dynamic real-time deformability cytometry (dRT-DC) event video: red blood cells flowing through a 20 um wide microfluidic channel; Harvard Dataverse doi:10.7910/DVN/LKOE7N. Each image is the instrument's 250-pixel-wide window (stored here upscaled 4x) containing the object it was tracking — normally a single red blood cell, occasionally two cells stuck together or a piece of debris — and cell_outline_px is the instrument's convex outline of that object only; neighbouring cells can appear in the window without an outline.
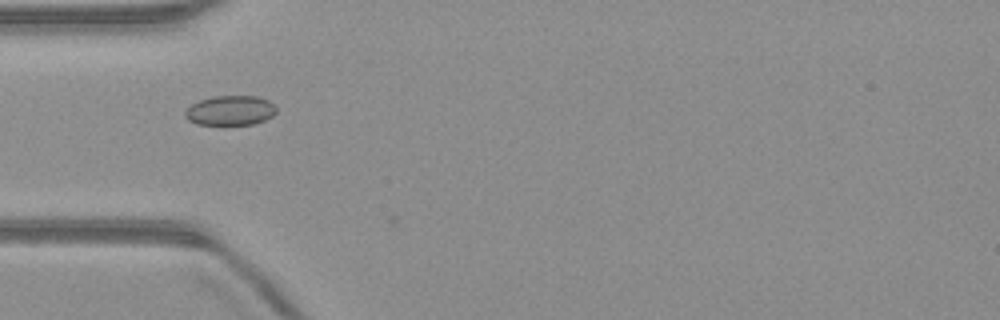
{"species": "common noctule bat (a hibernating species)", "species_latin": "Nyctalus noctula", "temperature_condition": "warm", "stored_images_in_passage": 36, "camera_frame_rate_fps": 3000, "um_per_image_px": 0.085, "animal": {"sex": "male", "body_mass_g": 23.1, "forearm_length_mm": 52.7}, "frame": {"image": 1, "passage_image": 1, "time_ms": 0.0, "image_size_px": [1000, 320], "cell_outline_px": [[276, 112], [272, 116], [264, 120], [252, 124], [196, 124], [188, 120], [184, 116], [184, 112], [192, 104], [200, 100], [212, 96], [260, 96], [268, 100], [276, 108]], "centroid_in_image_um": [19.57, 9.38], "position_along_channel_um": 65.4, "area_um2": 15.72}}
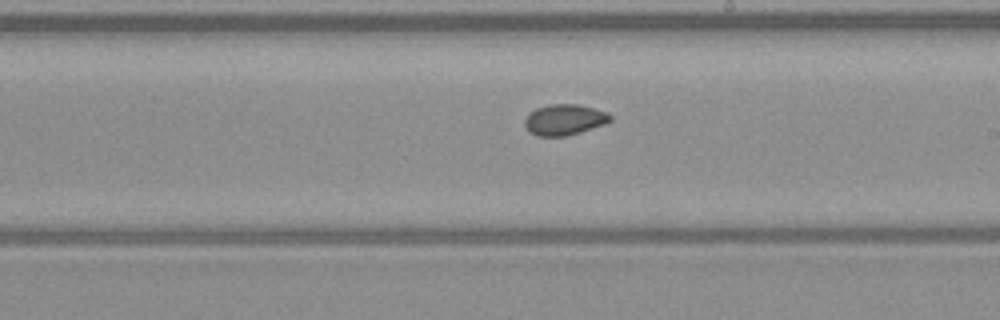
{"frame": {"image": 2, "passage_image": 14, "time_ms": 4.333, "image_size_px": [1000, 320], "cell_outline_px": [[612, 120], [604, 124], [580, 132], [564, 136], [536, 136], [528, 132], [524, 124], [524, 120], [528, 112], [536, 108], [548, 104], [576, 104], [608, 112], [612, 116]], "centroid_in_image_um": [47.93, 10.17], "position_along_channel_um": 241.1, "area_um2": 15.49}}
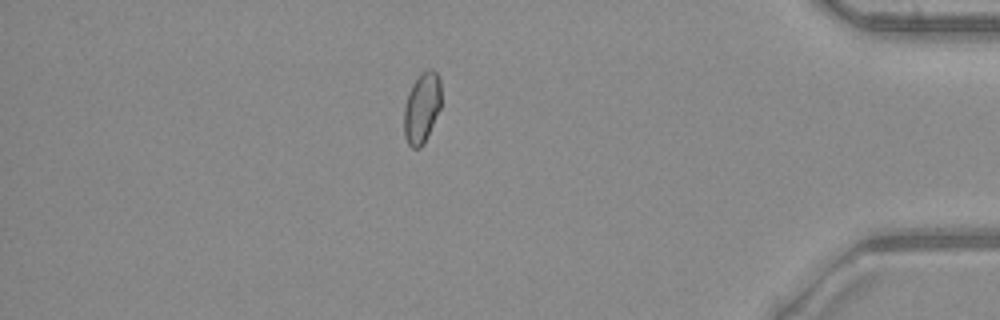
{"frame": {"image": 3, "passage_image": 29, "time_ms": 9.333, "image_size_px": [1000, 320], "cell_outline_px": [[440, 108], [428, 136], [424, 144], [420, 148], [412, 148], [408, 144], [404, 136], [404, 108], [408, 92], [412, 84], [420, 72], [428, 68], [432, 68], [436, 72], [440, 80]], "centroid_in_image_um": [35.84, 9.15], "position_along_channel_um": 399.4, "area_um2": 15.49}, "authors_computed_cell_mechanics": {"area_um2": 15.4037, "velocity_mm_per_s": 4.0322, "shape_relaxation_time_tau1_ms": null, "shape_relaxation_time_tau2_ms": 2.5681, "deformation_change_tau1": null, "deformation_change_tau2": 0.0562}}